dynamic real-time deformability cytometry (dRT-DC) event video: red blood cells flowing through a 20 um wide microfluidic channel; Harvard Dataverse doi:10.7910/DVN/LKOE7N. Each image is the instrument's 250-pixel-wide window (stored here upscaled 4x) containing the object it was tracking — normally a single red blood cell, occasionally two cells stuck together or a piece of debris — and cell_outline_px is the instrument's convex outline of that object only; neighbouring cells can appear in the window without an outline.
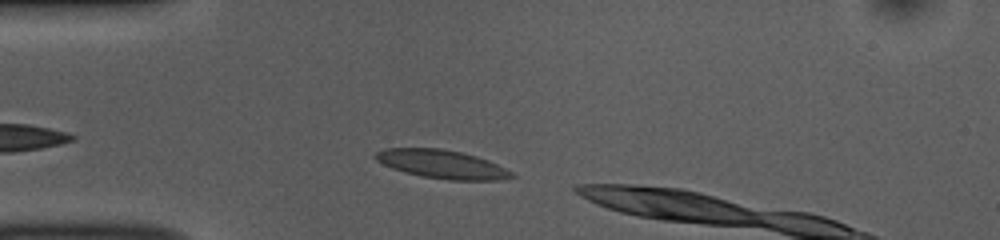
{"species": "common noctule bat (a hibernating species)", "species_latin": "Nyctalus noctula", "temperature_condition": "room temperature", "stored_images_in_passage": 8, "camera_frame_rate_fps": 3000, "um_per_image_px": 0.085, "animal": {"sex": "female", "body_mass_g": 10.0, "forearm_length_mm": 53.1}, "frame": {"image": 1, "passage_image": 2, "time_ms": 0.333, "image_size_px": [1000, 240], "cell_outline_px": [[516, 176], [500, 180], [448, 180], [420, 176], [392, 168], [376, 160], [372, 156], [376, 152], [384, 148], [440, 148], [460, 152], [476, 156], [488, 160], [512, 172]], "centroid_in_image_um": [37.54, 13.95], "position_along_channel_um": 47.5, "area_um2": 22.54}}
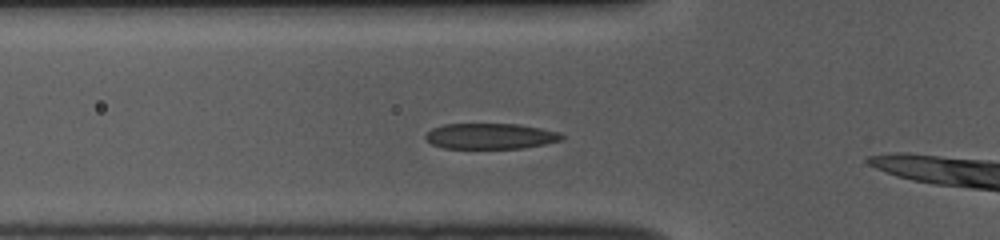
{"frame": {"image": 2, "passage_image": 6, "time_ms": 1.667, "image_size_px": [1000, 240], "cell_outline_px": [[564, 140], [524, 148], [444, 148], [432, 144], [424, 136], [432, 128], [444, 124], [520, 124], [560, 132], [564, 136]], "centroid_in_image_um": [41.72, 11.57], "position_along_channel_um": 84.1, "area_um2": 20.4}}